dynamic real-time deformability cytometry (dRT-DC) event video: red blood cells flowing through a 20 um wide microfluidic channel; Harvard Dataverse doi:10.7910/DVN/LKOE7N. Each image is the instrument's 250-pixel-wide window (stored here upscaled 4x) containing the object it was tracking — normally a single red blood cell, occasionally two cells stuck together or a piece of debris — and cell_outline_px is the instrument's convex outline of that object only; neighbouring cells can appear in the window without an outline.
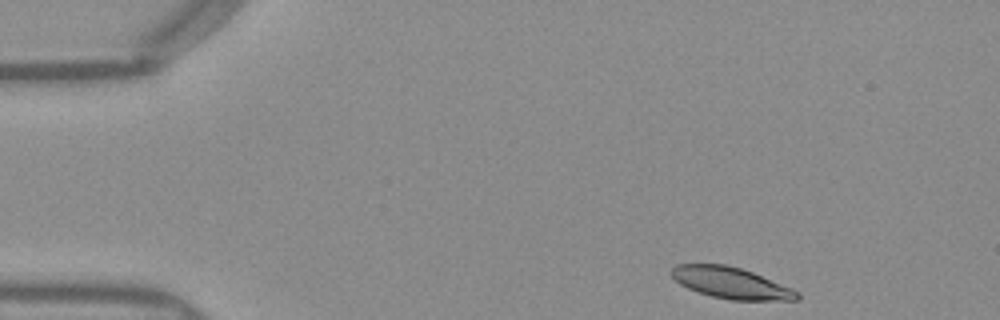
{"species": "Egyptian fruit bat (a non-hibernating species)", "species_latin": "Rousettus aegyptiacus", "temperature_condition": "warm", "stored_images_in_passage": 38, "camera_frame_rate_fps": 3000, "um_per_image_px": 0.085, "frame": {"image": 1, "passage_image": 1, "time_ms": 0.0, "image_size_px": [1000, 320], "cell_outline_px": [[800, 300], [732, 300], [712, 296], [688, 288], [680, 284], [668, 272], [676, 264], [724, 264], [740, 268], [752, 272], [792, 288], [800, 296]], "centroid_in_image_um": [62.12, 24.04], "position_along_channel_um": 22.9, "area_um2": 22.72}}
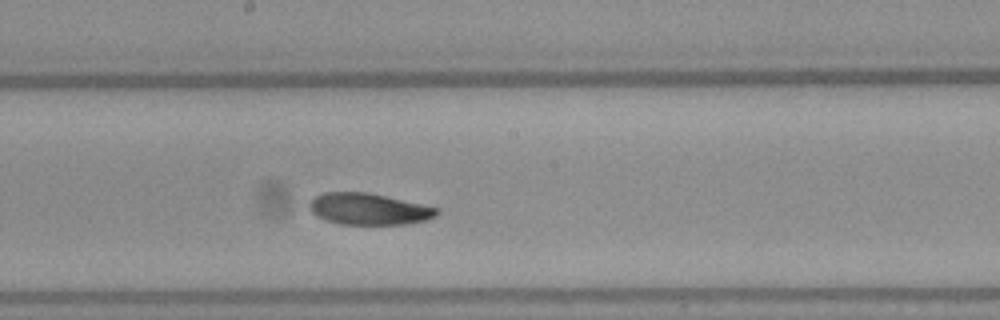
{"frame": {"image": 2, "passage_image": 22, "time_ms": 7.0, "image_size_px": [1000, 320], "cell_outline_px": [[440, 212], [436, 216], [424, 220], [408, 224], [340, 224], [328, 220], [312, 212], [308, 204], [316, 196], [324, 192], [368, 192], [440, 208]], "centroid_in_image_um": [31.39, 17.76], "position_along_channel_um": 216.8, "area_um2": 23.18}}
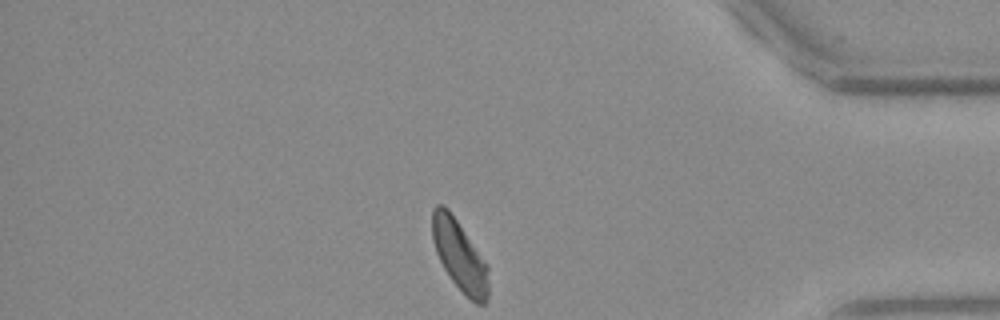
{"frame": {"image": 3, "passage_image": 38, "time_ms": 12.333, "image_size_px": [1000, 320], "cell_outline_px": [[488, 296], [484, 304], [476, 304], [452, 280], [444, 268], [436, 252], [432, 240], [432, 208], [436, 204], [444, 204], [448, 208], [488, 268]], "centroid_in_image_um": [39.02, 21.7], "position_along_channel_um": 396.2, "area_um2": 22.37}, "authors_computed_cell_mechanics": {"area_um2": 23.7269, "velocity_mm_per_s": 3.9359, "shape_relaxation_time_tau1_ms": 3.9786, "shape_relaxation_time_tau2_ms": 3.0194, "deformation_change_tau1": 0.1316, "deformation_change_tau2": 0.0796}}